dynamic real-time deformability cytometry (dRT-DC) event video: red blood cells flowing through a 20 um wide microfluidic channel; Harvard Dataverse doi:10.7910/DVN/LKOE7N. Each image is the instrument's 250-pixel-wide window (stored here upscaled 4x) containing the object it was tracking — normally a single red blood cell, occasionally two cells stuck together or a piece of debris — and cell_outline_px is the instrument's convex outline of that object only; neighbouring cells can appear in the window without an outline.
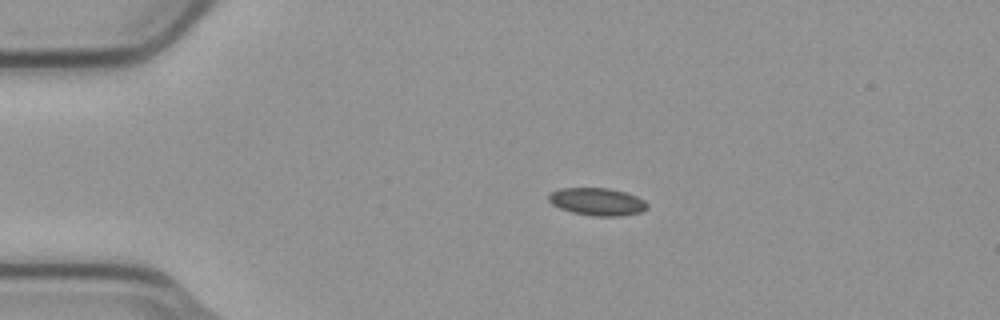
{"species": "common noctule bat (a hibernating species)", "species_latin": "Nyctalus noctula", "temperature_condition": "cold", "stored_images_in_passage": 8, "camera_frame_rate_fps": 3000, "um_per_image_px": 0.085, "animal": {"sex": "male", "body_mass_g": 23.1, "forearm_length_mm": 52.7}, "frame": {"image": 1, "passage_image": 2, "time_ms": 0.333, "image_size_px": [1000, 320], "cell_outline_px": [[648, 208], [640, 212], [620, 216], [592, 216], [572, 212], [560, 208], [552, 204], [548, 200], [548, 196], [552, 192], [560, 188], [608, 188], [624, 192], [636, 196], [644, 200], [648, 204]], "centroid_in_image_um": [50.76, 17.14], "position_along_channel_um": 34.2, "area_um2": 15.78}}
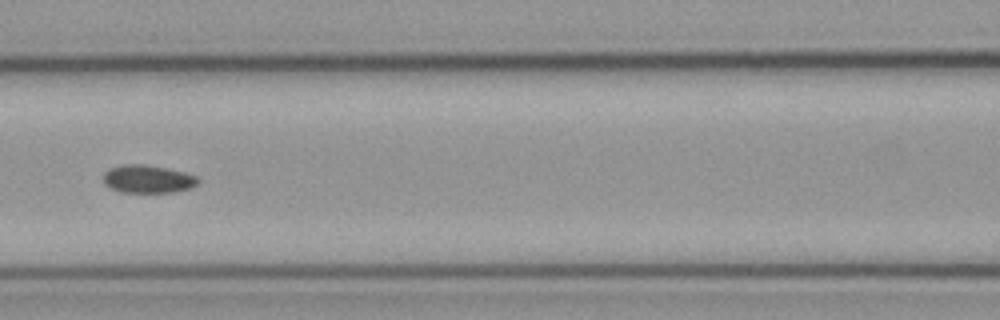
{"frame": {"image": 2, "passage_image": 5, "time_ms": 1.333, "image_size_px": [1000, 320], "cell_outline_px": [[200, 180], [196, 184], [188, 188], [172, 192], [120, 192], [104, 184], [104, 172], [108, 168], [124, 164], [144, 164], [184, 172], [196, 176]], "centroid_in_image_um": [12.52, 15.21], "position_along_channel_um": 154.1, "area_um2": 15.26}}
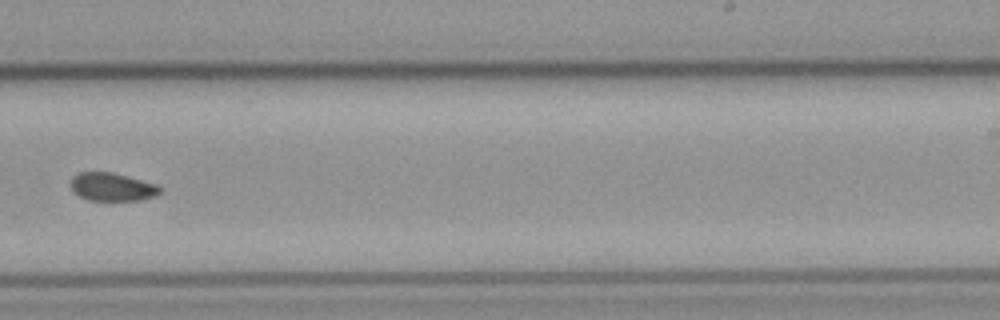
{"frame": {"image": 3, "passage_image": 8, "time_ms": 2.333, "image_size_px": [1000, 320], "cell_outline_px": [[160, 192], [156, 196], [140, 200], [88, 200], [72, 192], [72, 176], [80, 172], [112, 172], [156, 184], [160, 188]], "centroid_in_image_um": [9.52, 15.89], "position_along_channel_um": 279.5, "area_um2": 14.51}}